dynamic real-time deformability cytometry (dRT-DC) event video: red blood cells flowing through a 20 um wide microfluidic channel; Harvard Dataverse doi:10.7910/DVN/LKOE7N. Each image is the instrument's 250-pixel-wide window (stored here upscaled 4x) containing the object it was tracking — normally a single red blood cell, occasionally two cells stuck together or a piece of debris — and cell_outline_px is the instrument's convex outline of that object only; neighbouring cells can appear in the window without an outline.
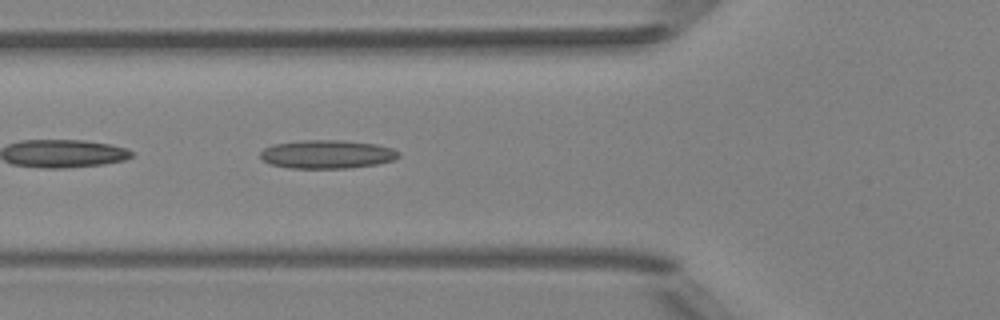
{"species": "Egyptian fruit bat (a non-hibernating species)", "species_latin": "Rousettus aegyptiacus", "temperature_condition": "room temperature", "stored_images_in_passage": 6, "camera_frame_rate_fps": 3000, "um_per_image_px": 0.085, "animal": {"sex": "female"}, "frame": {"image": 1, "passage_image": 6, "time_ms": 1.667, "image_size_px": [1000, 320], "cell_outline_px": [[400, 156], [392, 160], [376, 164], [348, 168], [288, 168], [268, 164], [260, 156], [260, 152], [264, 148], [272, 144], [300, 140], [340, 140], [376, 144], [392, 148], [400, 152]], "centroid_in_image_um": [27.76, 13.11], "position_along_channel_um": 98.0, "area_um2": 23.06}}